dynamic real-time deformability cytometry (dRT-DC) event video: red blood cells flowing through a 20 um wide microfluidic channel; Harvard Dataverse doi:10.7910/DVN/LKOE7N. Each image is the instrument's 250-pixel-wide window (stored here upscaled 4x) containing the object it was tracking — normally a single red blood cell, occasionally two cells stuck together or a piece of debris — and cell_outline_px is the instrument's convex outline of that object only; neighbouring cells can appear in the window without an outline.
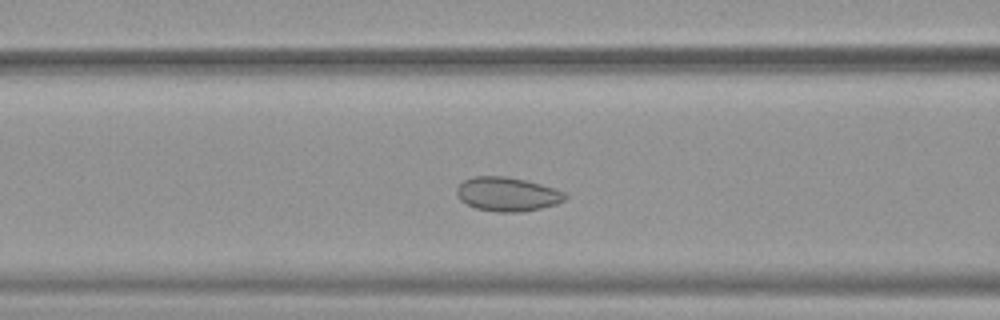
{"species": "common noctule bat (a hibernating species)", "species_latin": "Nyctalus noctula", "temperature_condition": "warm", "stored_images_in_passage": 40, "camera_frame_rate_fps": 3000, "um_per_image_px": 0.085, "animal": {"sex": "female", "body_mass_g": 19.9}, "frame": {"image": 1, "passage_image": 14, "time_ms": 4.333, "image_size_px": [1000, 320], "cell_outline_px": [[568, 196], [564, 200], [556, 204], [540, 208], [520, 212], [496, 212], [476, 208], [460, 200], [456, 196], [456, 188], [464, 180], [472, 176], [508, 176], [556, 188], [568, 192]], "centroid_in_image_um": [43.13, 16.5], "position_along_channel_um": 123.5, "area_um2": 21.68}}
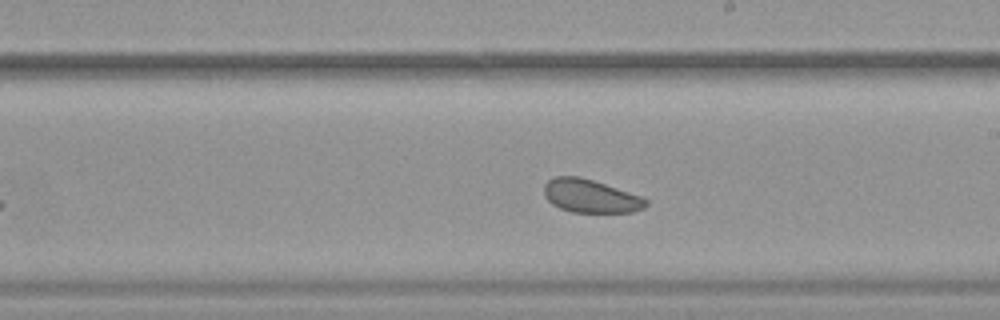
{"frame": {"image": 2, "passage_image": 23, "time_ms": 7.333, "image_size_px": [1000, 320], "cell_outline_px": [[648, 204], [644, 208], [632, 212], [572, 212], [560, 208], [552, 204], [544, 196], [544, 184], [548, 180], [556, 176], [580, 176], [640, 196], [648, 200]], "centroid_in_image_um": [50.16, 16.67], "position_along_channel_um": 238.8, "area_um2": 19.59}}
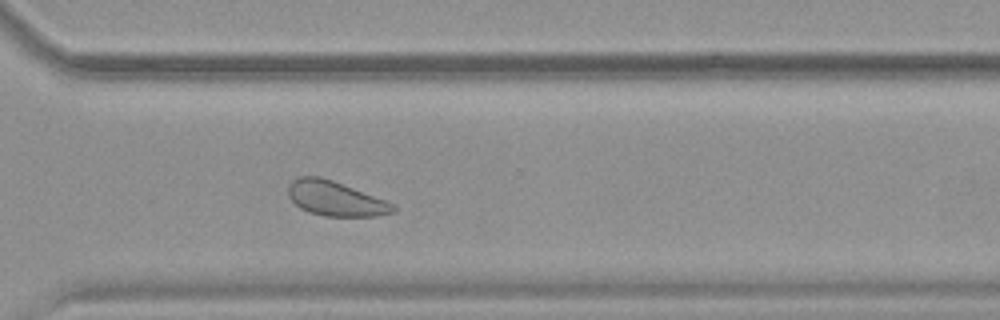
{"frame": {"image": 3, "passage_image": 31, "time_ms": 10.0, "image_size_px": [1000, 320], "cell_outline_px": [[396, 212], [376, 216], [324, 216], [308, 212], [300, 208], [288, 196], [288, 184], [292, 180], [300, 176], [320, 176], [332, 180], [396, 204]], "centroid_in_image_um": [28.51, 16.88], "position_along_channel_um": 342.1, "area_um2": 21.27}, "authors_computed_cell_mechanics": {"area_um2": 22.2819, "velocity_mm_per_s": 3.8627, "shape_relaxation_time_tau1_ms": null, "shape_relaxation_time_tau2_ms": 6.5003, "deformation_change_tau1": null, "deformation_change_tau2": 0.0955}}